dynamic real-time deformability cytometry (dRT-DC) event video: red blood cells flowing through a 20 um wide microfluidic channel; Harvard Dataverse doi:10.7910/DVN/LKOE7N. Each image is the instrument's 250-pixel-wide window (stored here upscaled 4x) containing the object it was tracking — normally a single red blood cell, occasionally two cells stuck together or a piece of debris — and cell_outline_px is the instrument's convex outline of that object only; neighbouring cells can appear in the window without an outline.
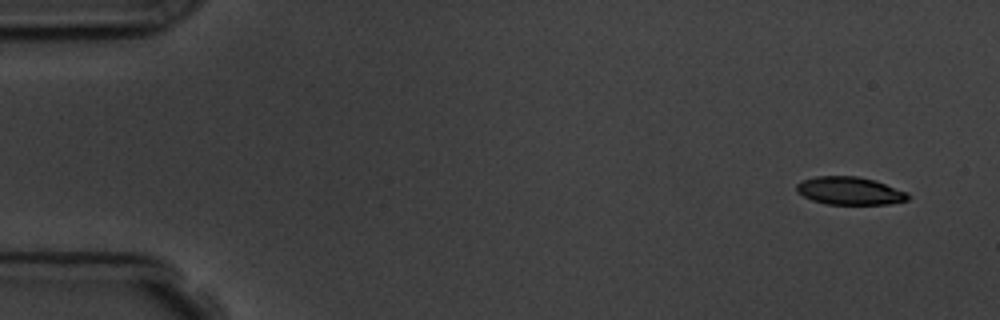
{"species": "common noctule bat (a hibernating species)", "species_latin": "Nyctalus noctula", "temperature_condition": "room temperature", "stored_images_in_passage": 6, "segment_of_instrument_passage": [1, 2], "camera_frame_rate_fps": 3000, "um_per_image_px": 0.085, "animal": {"sex": "male", "body_mass_g": 19.5, "forearm_length_mm": 54.6}, "frame": {"image": 1, "passage_image": 1, "time_ms": 0.0, "image_size_px": [1000, 320], "cell_outline_px": [[908, 200], [888, 204], [828, 204], [812, 200], [796, 192], [796, 184], [800, 180], [816, 176], [856, 176], [876, 180], [908, 192]], "centroid_in_image_um": [72.21, 16.21], "position_along_channel_um": 12.8, "area_um2": 18.21}}